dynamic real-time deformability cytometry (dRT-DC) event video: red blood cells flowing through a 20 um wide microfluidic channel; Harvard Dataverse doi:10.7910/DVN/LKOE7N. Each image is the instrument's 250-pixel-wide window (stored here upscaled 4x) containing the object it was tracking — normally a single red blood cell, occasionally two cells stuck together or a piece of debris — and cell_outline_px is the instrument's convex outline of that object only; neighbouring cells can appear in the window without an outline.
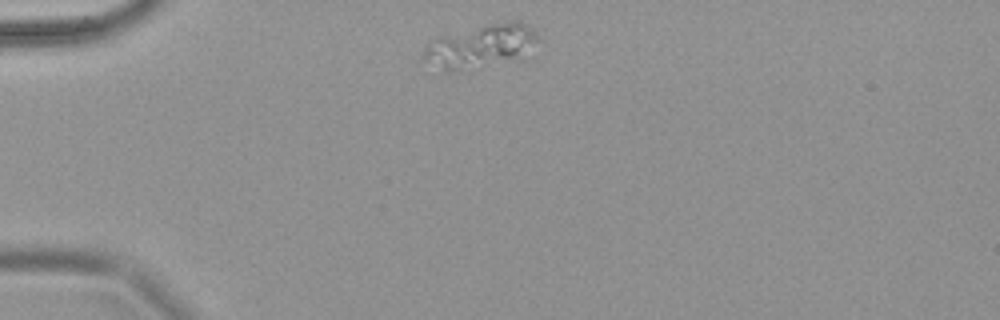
{"species": "common noctule bat (a hibernating species)", "species_latin": "Nyctalus noctula", "temperature_condition": "warm", "stored_images_in_passage": 2, "camera_frame_rate_fps": 3000, "um_per_image_px": 0.085, "animal": {"sex": "female", "body_mass_g": 18.4}, "frame": {"image": 1, "passage_image": 1, "time_ms": 0.0, "image_size_px": [1000, 320], "cell_outline_px": [[536, 40], [520, 60], [456, 72], [440, 72], [424, 60], [424, 52], [428, 44], [436, 36], [488, 24], [508, 20], [520, 20], [536, 36]], "centroid_in_image_um": [40.78, 3.96], "position_along_channel_um": 44.2, "area_um2": 29.13}}